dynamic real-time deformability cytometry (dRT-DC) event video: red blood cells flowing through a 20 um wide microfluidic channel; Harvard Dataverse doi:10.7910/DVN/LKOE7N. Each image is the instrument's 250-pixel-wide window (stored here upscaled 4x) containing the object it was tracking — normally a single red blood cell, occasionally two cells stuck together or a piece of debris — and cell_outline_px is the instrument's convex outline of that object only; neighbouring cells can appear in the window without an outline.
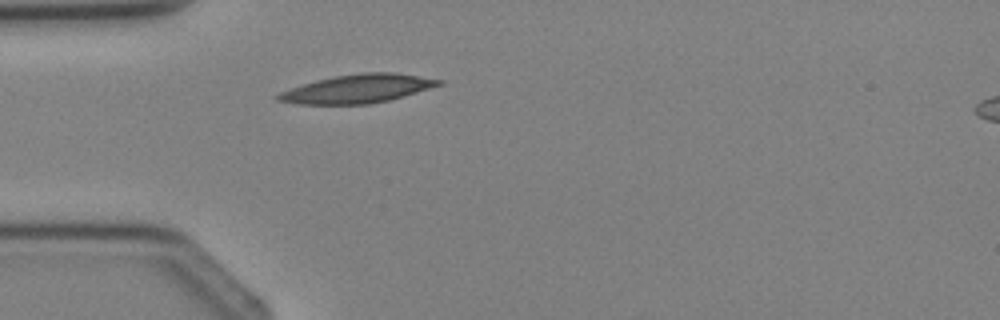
{"species": "Egyptian fruit bat (a non-hibernating species)", "species_latin": "Rousettus aegyptiacus", "temperature_condition": "cold", "stored_images_in_passage": 4, "camera_frame_rate_fps": 3000, "um_per_image_px": 0.085, "animal": {"sex": "female"}, "frame": {"image": 1, "passage_image": 4, "time_ms": 3.667, "image_size_px": [1000, 320], "cell_outline_px": [[444, 84], [388, 100], [368, 104], [300, 104], [276, 100], [272, 96], [280, 92], [316, 80], [332, 76], [360, 72], [392, 72], [444, 80]], "centroid_in_image_um": [30.37, 7.53], "position_along_channel_um": 54.6, "area_um2": 26.59}}